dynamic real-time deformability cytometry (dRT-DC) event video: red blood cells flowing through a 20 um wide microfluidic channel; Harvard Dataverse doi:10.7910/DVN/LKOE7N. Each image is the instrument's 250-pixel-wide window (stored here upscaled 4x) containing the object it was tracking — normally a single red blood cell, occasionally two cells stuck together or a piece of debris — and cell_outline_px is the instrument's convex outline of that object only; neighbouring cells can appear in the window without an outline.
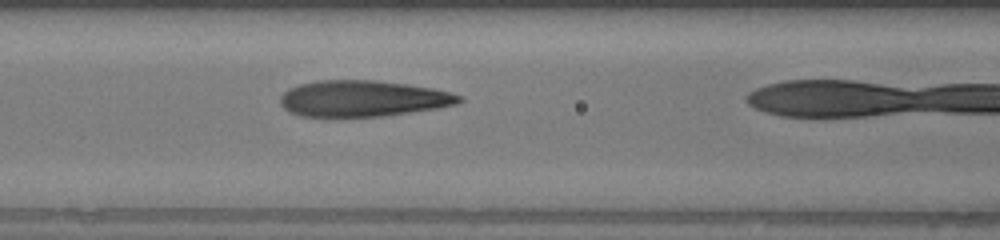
{"species": "human", "species_latin": "Homo sapiens", "temperature_condition": "warm", "stored_images_in_passage": 17, "camera_frame_rate_fps": 3000, "um_per_image_px": 0.085, "donor": {"sex": "female"}, "frame": {"image": 1, "passage_image": 16, "time_ms": 5.0, "image_size_px": [1000, 240], "cell_outline_px": [[464, 100], [456, 104], [436, 108], [384, 116], [300, 116], [288, 112], [280, 104], [280, 96], [288, 88], [300, 84], [316, 80], [376, 80], [408, 84], [432, 88], [452, 92], [460, 96]], "centroid_in_image_um": [30.82, 8.36], "position_along_channel_um": 135.8, "area_um2": 37.74}}